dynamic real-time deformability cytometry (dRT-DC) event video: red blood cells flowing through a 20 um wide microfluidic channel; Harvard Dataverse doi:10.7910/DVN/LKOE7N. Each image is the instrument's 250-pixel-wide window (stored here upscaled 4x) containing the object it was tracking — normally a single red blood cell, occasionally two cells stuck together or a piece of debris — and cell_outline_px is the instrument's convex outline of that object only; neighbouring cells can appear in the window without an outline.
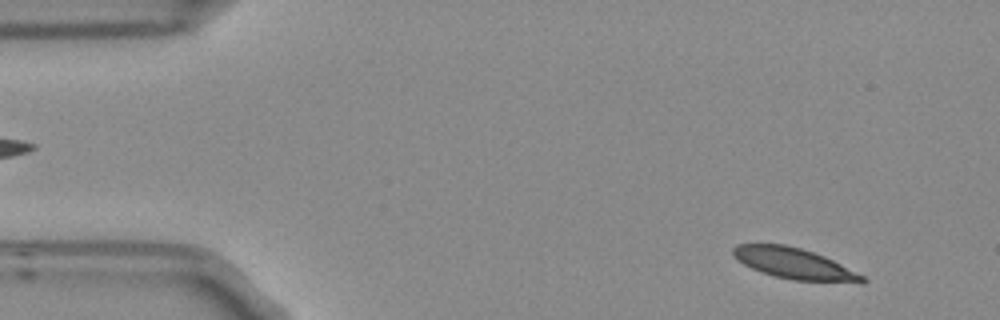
{"species": "Egyptian fruit bat (a non-hibernating species)", "species_latin": "Rousettus aegyptiacus", "temperature_condition": "room temperature", "stored_images_in_passage": 4, "segment_of_instrument_passage": [1, 2], "camera_frame_rate_fps": 3000, "um_per_image_px": 0.085, "frame": {"image": 1, "passage_image": 1, "time_ms": 0.0, "image_size_px": [1000, 320], "cell_outline_px": [[868, 280], [864, 284], [860, 284], [792, 280], [776, 276], [752, 268], [744, 264], [732, 256], [732, 248], [736, 244], [784, 244], [800, 248], [824, 256], [864, 276]], "centroid_in_image_um": [67.55, 22.42], "position_along_channel_um": 17.4, "area_um2": 23.35}}
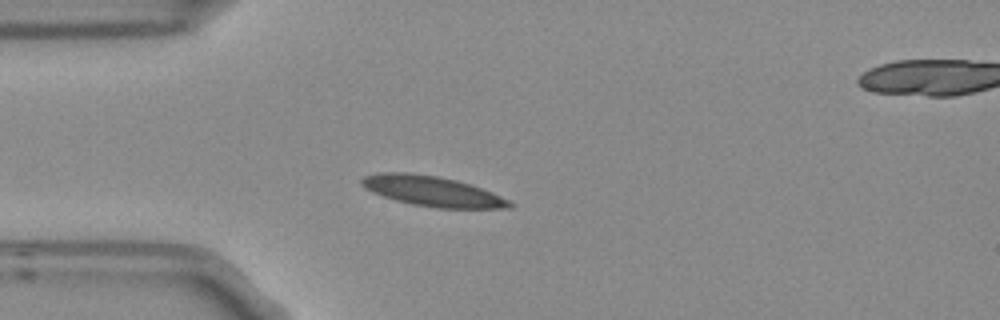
{"frame": {"image": 2, "passage_image": 3, "time_ms": 0.667, "image_size_px": [1000, 320], "cell_outline_px": [[516, 204], [512, 208], [436, 208], [412, 204], [396, 200], [372, 192], [364, 188], [360, 184], [360, 180], [364, 176], [380, 172], [408, 172], [436, 176], [456, 180], [480, 188], [500, 196]], "centroid_in_image_um": [36.71, 16.25], "position_along_channel_um": 48.3, "area_um2": 25.84}}